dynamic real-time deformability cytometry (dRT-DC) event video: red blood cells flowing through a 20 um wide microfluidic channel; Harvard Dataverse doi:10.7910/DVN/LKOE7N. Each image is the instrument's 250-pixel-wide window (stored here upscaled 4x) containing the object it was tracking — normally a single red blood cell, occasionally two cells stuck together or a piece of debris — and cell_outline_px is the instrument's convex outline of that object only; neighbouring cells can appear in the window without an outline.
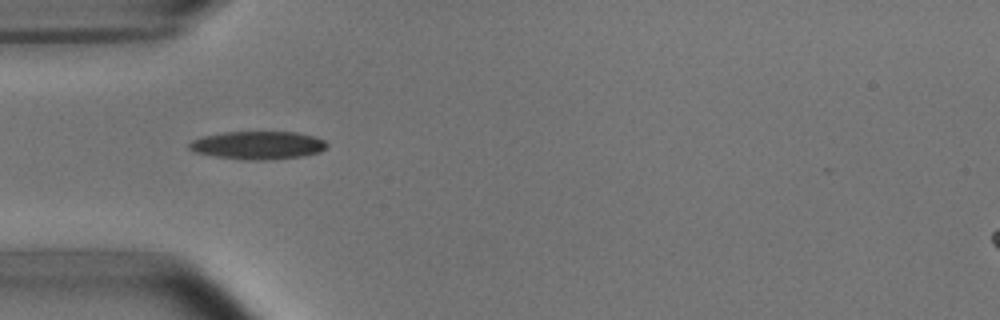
{"species": "common noctule bat (a hibernating species)", "species_latin": "Nyctalus noctula", "temperature_condition": "room temperature", "stored_images_in_passage": 5, "camera_frame_rate_fps": 3000, "um_per_image_px": 0.085, "animal": {"sex": "male", "body_mass_g": 15.6}, "frame": {"image": 1, "passage_image": 1, "time_ms": 0.0, "image_size_px": [1000, 320], "cell_outline_px": [[328, 148], [320, 152], [304, 156], [268, 160], [240, 160], [216, 156], [196, 152], [188, 148], [188, 144], [192, 140], [204, 136], [224, 132], [296, 132], [312, 136], [324, 140], [328, 144]], "centroid_in_image_um": [21.95, 12.35], "position_along_channel_um": 63.1, "area_um2": 22.6}}
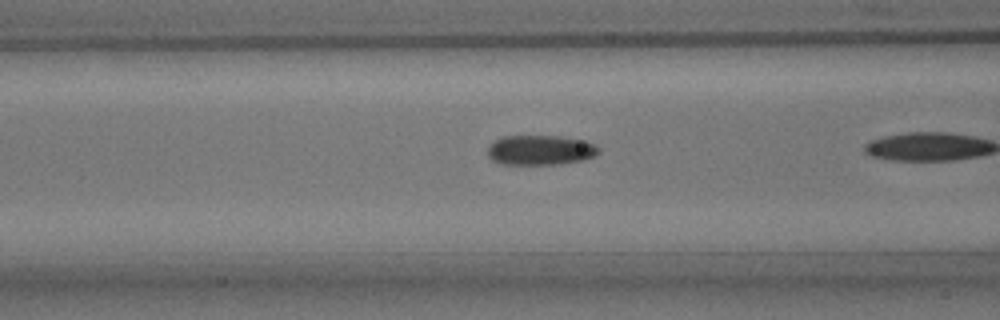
{"frame": {"image": 2, "passage_image": 3, "time_ms": 0.667, "image_size_px": [1000, 320], "cell_outline_px": [[600, 152], [596, 156], [580, 160], [560, 164], [500, 164], [492, 160], [488, 156], [488, 144], [504, 136], [560, 136], [584, 140], [596, 144], [600, 148]], "centroid_in_image_um": [45.94, 12.75], "position_along_channel_um": 120.7, "area_um2": 19.48}}